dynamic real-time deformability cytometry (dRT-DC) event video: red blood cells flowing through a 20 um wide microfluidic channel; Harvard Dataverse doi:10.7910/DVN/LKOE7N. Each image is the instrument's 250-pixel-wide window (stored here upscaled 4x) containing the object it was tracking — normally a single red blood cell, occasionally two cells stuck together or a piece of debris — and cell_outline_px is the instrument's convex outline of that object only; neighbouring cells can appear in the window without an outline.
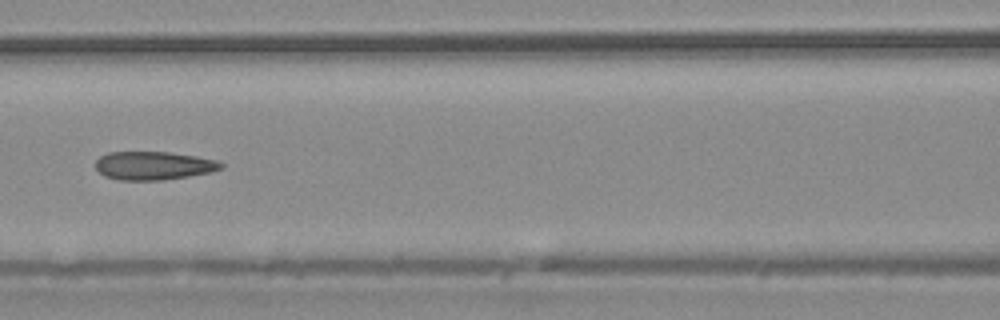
{"species": "common noctule bat (a hibernating species)", "species_latin": "Nyctalus noctula", "temperature_condition": "warm", "stored_images_in_passage": 7, "camera_frame_rate_fps": 3000, "um_per_image_px": 0.085, "animal": {"sex": "male", "body_mass_g": 20.4}, "frame": {"image": 1, "passage_image": 7, "time_ms": 2.0, "image_size_px": [1000, 320], "cell_outline_px": [[224, 168], [212, 172], [164, 180], [120, 180], [104, 176], [96, 168], [96, 160], [100, 156], [108, 152], [168, 152], [196, 156], [216, 160], [224, 164]], "centroid_in_image_um": [13.07, 14.08], "position_along_channel_um": 153.5, "area_um2": 20.81}}